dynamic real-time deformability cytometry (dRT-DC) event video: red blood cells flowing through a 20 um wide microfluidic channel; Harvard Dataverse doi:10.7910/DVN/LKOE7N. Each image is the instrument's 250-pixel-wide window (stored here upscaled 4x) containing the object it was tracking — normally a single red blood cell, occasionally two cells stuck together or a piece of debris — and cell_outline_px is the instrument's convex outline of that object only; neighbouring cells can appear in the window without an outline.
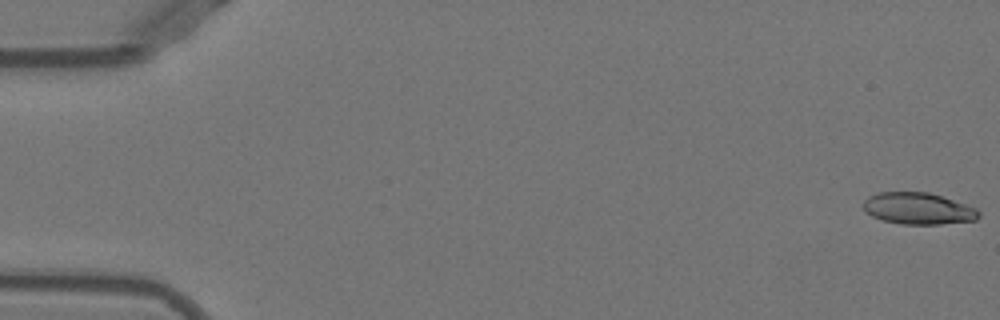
{"species": "Egyptian fruit bat (a non-hibernating species)", "species_latin": "Rousettus aegyptiacus", "temperature_condition": "warm", "stored_images_in_passage": 49, "camera_frame_rate_fps": 3000, "um_per_image_px": 0.085, "animal": {"sex": "female"}, "frame": {"image": 1, "passage_image": 1, "time_ms": 0.0, "image_size_px": [1000, 320], "cell_outline_px": [[980, 216], [976, 220], [940, 224], [900, 224], [884, 220], [872, 216], [864, 212], [864, 200], [868, 196], [880, 192], [928, 192], [976, 208], [980, 212]], "centroid_in_image_um": [78.03, 17.73], "position_along_channel_um": 7.0, "area_um2": 21.15}}
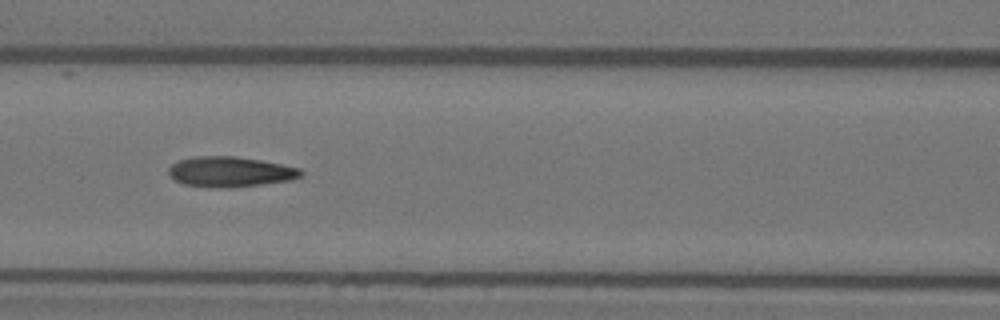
{"frame": {"image": 2, "passage_image": 23, "time_ms": 7.333, "image_size_px": [1000, 320], "cell_outline_px": [[304, 172], [300, 176], [292, 180], [228, 188], [212, 188], [184, 184], [176, 180], [168, 172], [168, 168], [172, 164], [180, 160], [196, 156], [236, 156], [260, 160], [300, 168]], "centroid_in_image_um": [19.57, 14.6], "position_along_channel_um": 147.0, "area_um2": 23.24}}
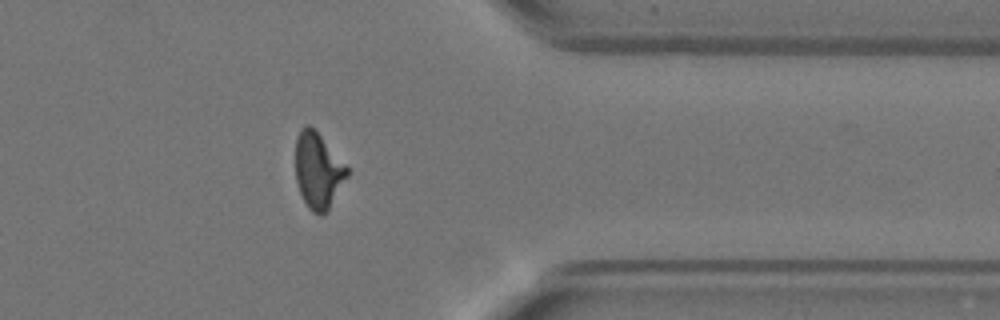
{"frame": {"image": 3, "passage_image": 42, "time_ms": 13.667, "image_size_px": [1000, 320], "cell_outline_px": [[348, 176], [328, 212], [320, 216], [312, 212], [308, 208], [300, 192], [296, 180], [296, 140], [300, 128], [308, 124], [320, 136], [348, 168]], "centroid_in_image_um": [27.03, 14.56], "position_along_channel_um": 384.4, "area_um2": 22.6}, "authors_computed_cell_mechanics": {"area_um2": 22.542, "velocity_mm_per_s": 3.9541, "shape_relaxation_time_tau1_ms": 8.3047, "shape_relaxation_time_tau2_ms": 2.068, "deformation_change_tau1": 0.2711, "deformation_change_tau2": 0.0951}}